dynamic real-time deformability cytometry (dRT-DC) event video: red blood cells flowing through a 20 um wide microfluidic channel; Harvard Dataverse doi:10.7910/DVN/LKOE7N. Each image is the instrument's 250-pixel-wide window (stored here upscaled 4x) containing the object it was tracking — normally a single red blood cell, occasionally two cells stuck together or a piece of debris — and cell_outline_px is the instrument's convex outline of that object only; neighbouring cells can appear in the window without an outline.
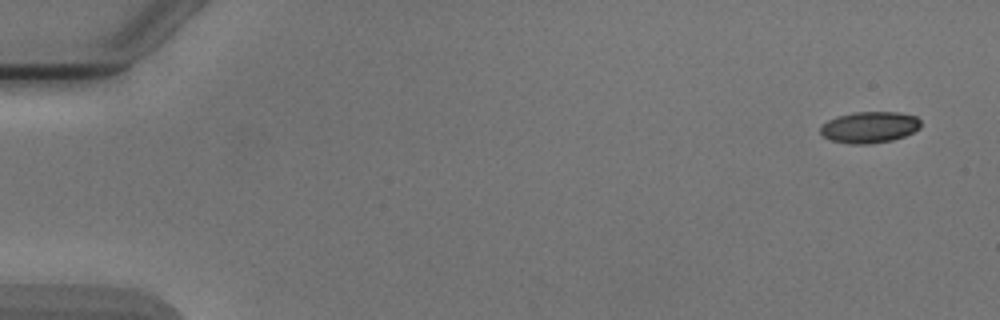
{"species": "Egyptian fruit bat (a non-hibernating species)", "species_latin": "Rousettus aegyptiacus", "temperature_condition": "cold", "stored_images_in_passage": 5, "camera_frame_rate_fps": 3000, "um_per_image_px": 0.085, "animal": {"sex": "male"}, "frame": {"image": 1, "passage_image": 1, "time_ms": 0.0, "image_size_px": [1000, 320], "cell_outline_px": [[920, 128], [904, 136], [892, 140], [868, 144], [848, 144], [832, 140], [824, 136], [820, 132], [820, 128], [828, 120], [836, 116], [856, 112], [896, 112], [916, 116], [920, 120]], "centroid_in_image_um": [73.91, 10.81], "position_along_channel_um": 11.1, "area_um2": 18.21}}
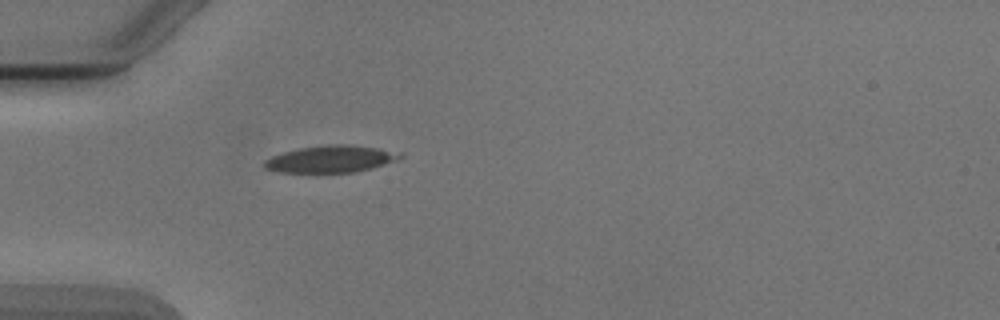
{"frame": {"image": 2, "passage_image": 5, "time_ms": 4.667, "image_size_px": [1000, 320], "cell_outline_px": [[404, 156], [396, 160], [372, 168], [352, 172], [280, 172], [264, 168], [264, 160], [272, 156], [284, 152], [300, 148], [328, 144], [344, 144], [376, 148], [404, 152]], "centroid_in_image_um": [28.14, 13.51], "position_along_channel_um": 56.9, "area_um2": 21.15}}